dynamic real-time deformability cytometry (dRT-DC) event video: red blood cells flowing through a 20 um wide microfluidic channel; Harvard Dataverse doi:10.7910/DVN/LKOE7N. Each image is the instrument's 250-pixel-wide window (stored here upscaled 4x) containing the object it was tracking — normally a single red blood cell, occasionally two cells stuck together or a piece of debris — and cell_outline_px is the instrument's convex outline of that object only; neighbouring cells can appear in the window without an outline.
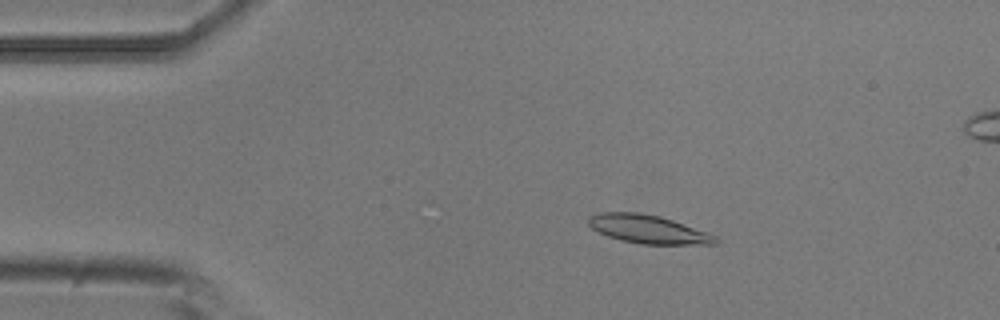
{"species": "common noctule bat (a hibernating species)", "species_latin": "Nyctalus noctula", "temperature_condition": "room temperature", "stored_images_in_passage": 5, "camera_frame_rate_fps": 3000, "um_per_image_px": 0.085, "animal": {"sex": "male", "body_mass_g": 20.5, "forearm_length_mm": 52.5}, "frame": {"image": 1, "passage_image": 3, "time_ms": 0.667, "image_size_px": [1000, 320], "cell_outline_px": [[720, 240], [716, 244], [640, 244], [620, 240], [608, 236], [592, 228], [588, 224], [588, 216], [600, 212], [640, 212], [660, 216], [672, 220], [716, 236]], "centroid_in_image_um": [55.06, 19.48], "position_along_channel_um": 29.9, "area_um2": 20.92}}